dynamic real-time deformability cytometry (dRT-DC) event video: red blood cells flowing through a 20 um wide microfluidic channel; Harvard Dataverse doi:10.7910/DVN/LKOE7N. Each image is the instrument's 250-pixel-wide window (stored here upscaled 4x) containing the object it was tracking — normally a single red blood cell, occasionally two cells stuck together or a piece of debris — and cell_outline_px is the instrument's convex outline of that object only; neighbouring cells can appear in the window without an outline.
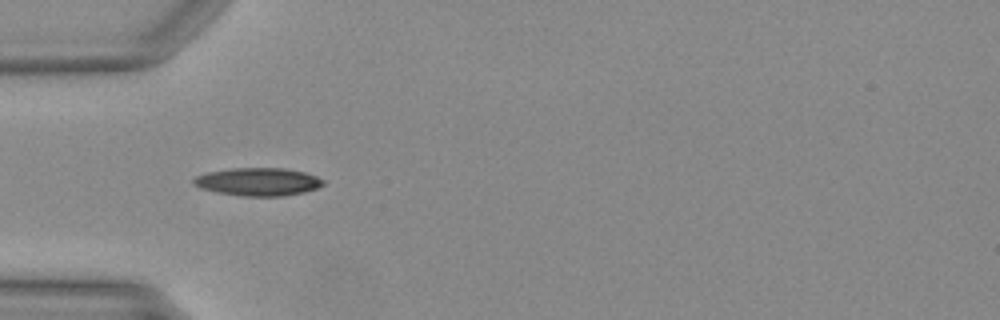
{"species": "Egyptian fruit bat (a non-hibernating species)", "species_latin": "Rousettus aegyptiacus", "temperature_condition": "warm", "stored_images_in_passage": 35, "camera_frame_rate_fps": 3000, "um_per_image_px": 0.085, "animal": {"sex": "female"}, "frame": {"image": 1, "passage_image": 1, "time_ms": 0.0, "image_size_px": [1000, 320], "cell_outline_px": [[324, 184], [316, 188], [304, 192], [284, 196], [244, 196], [216, 192], [200, 188], [192, 184], [192, 180], [196, 176], [208, 172], [232, 168], [284, 168], [304, 172], [316, 176], [324, 180]], "centroid_in_image_um": [21.92, 15.45], "position_along_channel_um": 63.1, "area_um2": 21.1}}
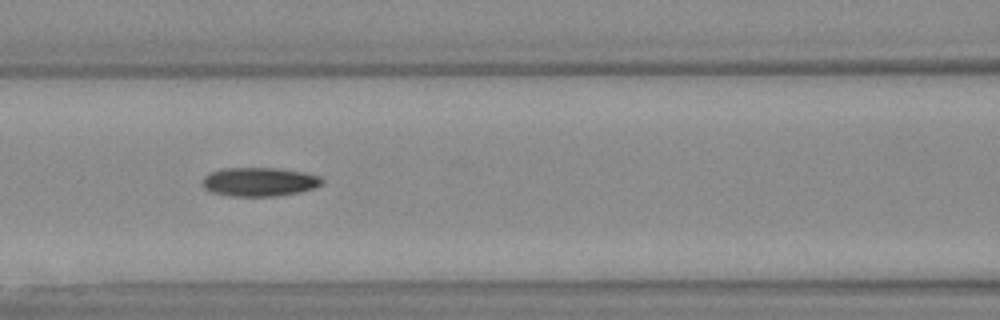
{"frame": {"image": 2, "passage_image": 7, "time_ms": 2.0, "image_size_px": [1000, 320], "cell_outline_px": [[324, 180], [320, 184], [312, 188], [300, 192], [276, 196], [232, 196], [212, 192], [204, 188], [204, 176], [212, 172], [224, 168], [276, 168], [304, 172], [320, 176]], "centroid_in_image_um": [22.06, 15.45], "position_along_channel_um": 144.5, "area_um2": 19.88}}
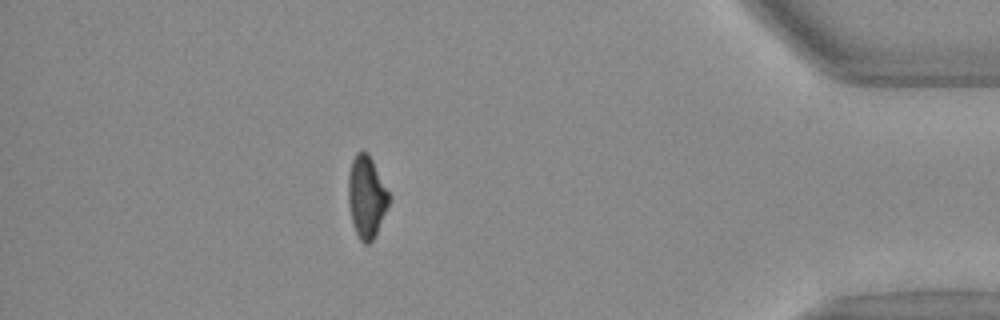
{"frame": {"image": 3, "passage_image": 29, "time_ms": 9.333, "image_size_px": [1000, 320], "cell_outline_px": [[392, 196], [376, 232], [372, 240], [368, 244], [364, 244], [360, 240], [356, 232], [352, 220], [348, 200], [348, 176], [352, 160], [356, 152], [368, 152]], "centroid_in_image_um": [31.16, 16.69], "position_along_channel_um": 404.0, "area_um2": 19.31}}